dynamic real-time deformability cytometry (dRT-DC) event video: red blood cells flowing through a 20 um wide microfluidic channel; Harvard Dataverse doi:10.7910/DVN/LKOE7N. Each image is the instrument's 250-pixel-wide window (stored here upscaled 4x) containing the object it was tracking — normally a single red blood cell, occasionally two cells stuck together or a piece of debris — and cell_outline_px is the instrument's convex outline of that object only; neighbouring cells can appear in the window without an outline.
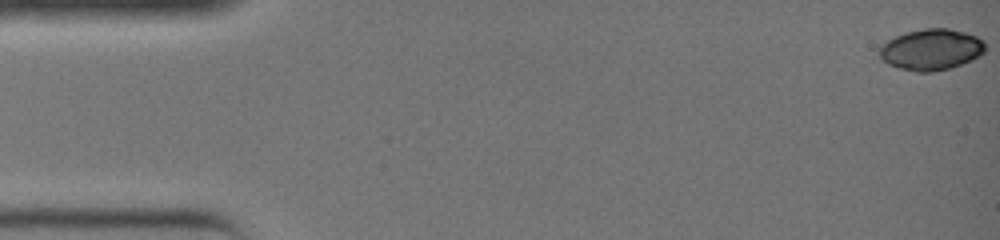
{"species": "common noctule bat (a hibernating species)", "species_latin": "Nyctalus noctula", "temperature_condition": "warm", "stored_images_in_passage": 36, "camera_frame_rate_fps": 3000, "um_per_image_px": 0.085, "animal": {"sex": "female", "body_mass_g": 19.0, "forearm_length_mm": 51.5}, "frame": {"image": 1, "passage_image": 1, "time_ms": 0.0, "image_size_px": [1000, 240], "cell_outline_px": [[984, 52], [960, 64], [948, 68], [932, 72], [916, 72], [900, 68], [888, 64], [880, 56], [880, 48], [888, 40], [904, 32], [924, 28], [948, 28], [964, 32], [976, 36], [984, 40]], "centroid_in_image_um": [79.14, 4.2], "position_along_channel_um": 5.9, "area_um2": 24.97}}
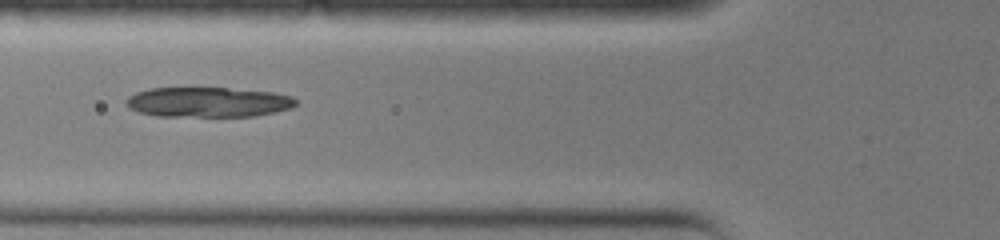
{"frame": {"image": 2, "passage_image": 15, "time_ms": 4.667, "image_size_px": [1000, 240], "cell_outline_px": [[296, 104], [292, 108], [256, 116], [156, 116], [140, 112], [128, 108], [124, 104], [124, 100], [128, 96], [136, 92], [148, 88], [228, 88], [272, 92], [292, 96], [296, 100]], "centroid_in_image_um": [17.64, 8.68], "position_along_channel_um": 108.2, "area_um2": 29.82}}
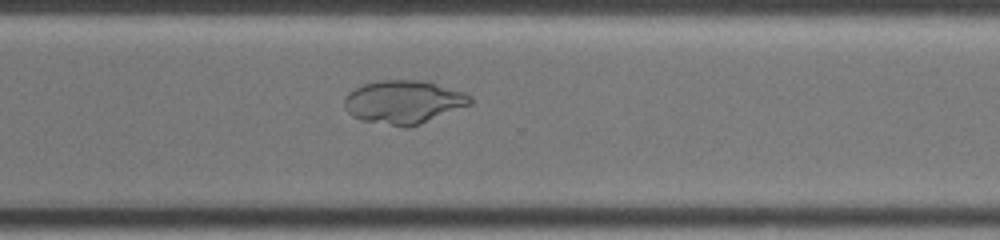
{"frame": {"image": 3, "passage_image": 28, "time_ms": 9.0, "image_size_px": [1000, 240], "cell_outline_px": [[472, 104], [420, 124], [408, 128], [404, 128], [360, 120], [352, 116], [348, 112], [344, 104], [344, 100], [348, 92], [364, 84], [376, 80], [424, 80], [464, 92], [472, 96]], "centroid_in_image_um": [34.31, 8.67], "position_along_channel_um": 336.3, "area_um2": 32.02}}